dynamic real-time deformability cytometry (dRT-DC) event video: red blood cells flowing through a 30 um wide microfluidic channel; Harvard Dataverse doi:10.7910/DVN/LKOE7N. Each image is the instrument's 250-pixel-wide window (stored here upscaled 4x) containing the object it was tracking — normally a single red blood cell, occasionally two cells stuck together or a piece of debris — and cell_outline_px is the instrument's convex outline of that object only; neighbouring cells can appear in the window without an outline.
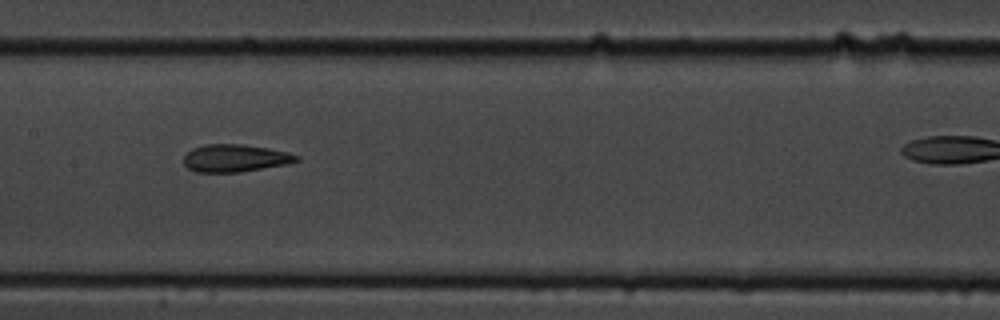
{"species": "common noctule bat (a hibernating species)", "species_latin": "Nyctalus noctula", "temperature_condition": "cold", "stored_images_in_passage": 10, "camera_frame_rate_fps": 3000, "um_per_image_px": 0.085, "animal": {"sex": "male", "body_mass_g": 19.5, "forearm_length_mm": 54.6}, "frame": {"image": 1, "passage_image": 5, "time_ms": 4.667, "image_size_px": [1000, 320], "cell_outline_px": [[300, 160], [284, 164], [240, 172], [196, 172], [188, 168], [184, 164], [184, 156], [192, 148], [204, 144], [240, 144], [268, 148], [288, 152], [300, 156]], "centroid_in_image_um": [19.96, 13.43], "position_along_channel_um": 187.4, "area_um2": 17.98}}
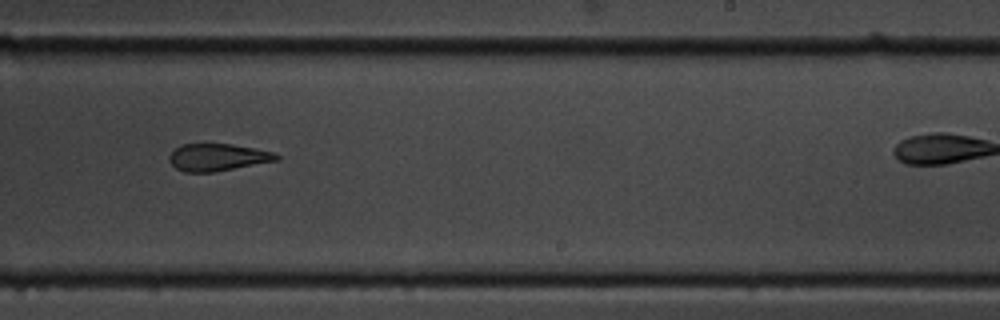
{"frame": {"image": 2, "passage_image": 7, "time_ms": 7.0, "image_size_px": [1000, 320], "cell_outline_px": [[280, 160], [212, 172], [184, 172], [176, 168], [168, 160], [168, 156], [176, 148], [184, 144], [232, 144], [256, 148], [272, 152], [280, 156]], "centroid_in_image_um": [18.51, 13.37], "position_along_channel_um": 270.5, "area_um2": 16.94}}